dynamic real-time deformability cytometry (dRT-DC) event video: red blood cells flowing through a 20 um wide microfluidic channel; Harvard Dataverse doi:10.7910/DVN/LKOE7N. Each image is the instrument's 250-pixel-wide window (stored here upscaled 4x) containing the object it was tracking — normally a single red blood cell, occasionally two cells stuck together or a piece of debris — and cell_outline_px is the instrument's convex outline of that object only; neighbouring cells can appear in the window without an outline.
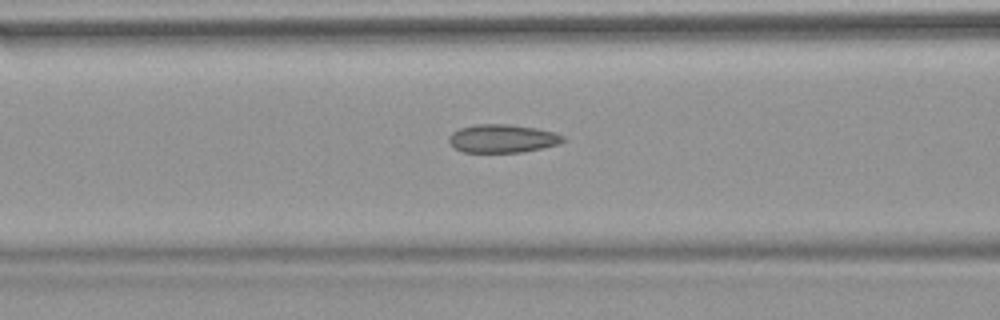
{"species": "common noctule bat (a hibernating species)", "species_latin": "Nyctalus noctula", "temperature_condition": "warm", "stored_images_in_passage": 53, "camera_frame_rate_fps": 3000, "um_per_image_px": 0.085, "animal": {"sex": "female", "body_mass_g": 18.4}, "frame": {"image": 1, "passage_image": 22, "time_ms": 7.0, "image_size_px": [1000, 320], "cell_outline_px": [[564, 140], [556, 144], [540, 148], [520, 152], [464, 152], [456, 148], [448, 140], [448, 136], [452, 132], [460, 128], [476, 124], [504, 124], [536, 128], [552, 132], [564, 136]], "centroid_in_image_um": [42.66, 11.77], "position_along_channel_um": 123.9, "area_um2": 18.44}}
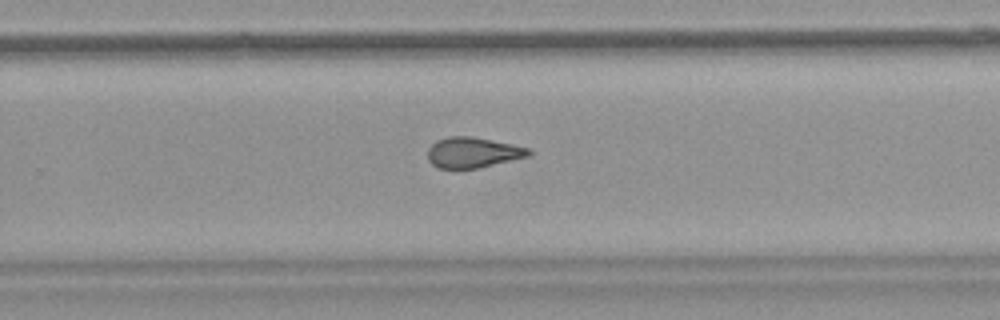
{"frame": {"image": 2, "passage_image": 35, "time_ms": 11.333, "image_size_px": [1000, 320], "cell_outline_px": [[532, 156], [476, 168], [440, 168], [432, 164], [428, 160], [428, 148], [436, 140], [448, 136], [472, 136], [512, 144], [528, 148], [532, 152]], "centroid_in_image_um": [40.2, 12.95], "position_along_channel_um": 289.6, "area_um2": 17.98}}
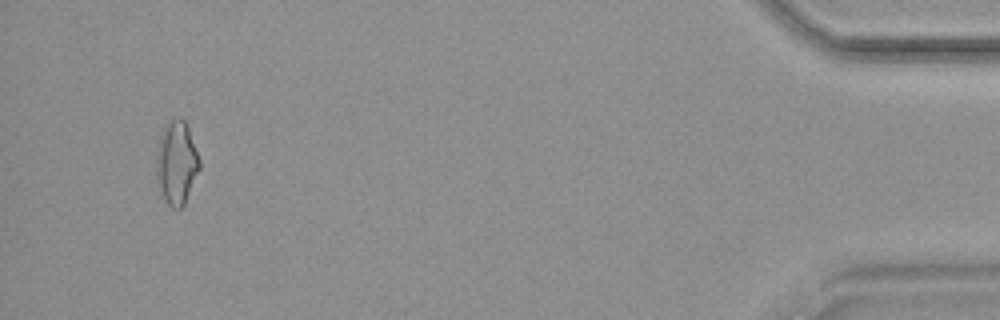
{"frame": {"image": 3, "passage_image": 51, "time_ms": 16.667, "image_size_px": [1000, 320], "cell_outline_px": [[200, 168], [184, 204], [180, 208], [172, 208], [168, 204], [160, 188], [156, 176], [156, 156], [160, 136], [168, 120], [184, 120], [188, 124], [200, 160]], "centroid_in_image_um": [15.02, 13.82], "position_along_channel_um": 420.2, "area_um2": 20.69}, "authors_computed_cell_mechanics": {"area_um2": 18.785, "velocity_mm_per_s": 3.842, "shape_relaxation_time_tau1_ms": null, "shape_relaxation_time_tau2_ms": 2.3095, "deformation_change_tau1": null, "deformation_change_tau2": 0.1076}}